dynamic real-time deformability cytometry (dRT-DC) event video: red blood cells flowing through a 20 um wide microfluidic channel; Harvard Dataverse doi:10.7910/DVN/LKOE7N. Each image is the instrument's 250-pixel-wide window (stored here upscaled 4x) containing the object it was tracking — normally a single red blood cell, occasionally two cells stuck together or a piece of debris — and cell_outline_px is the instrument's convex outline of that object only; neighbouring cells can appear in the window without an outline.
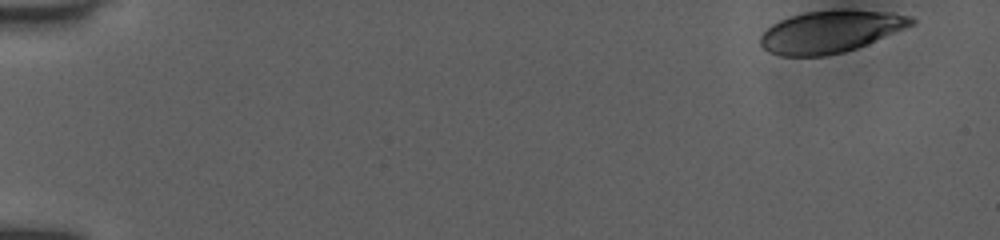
{"species": "human", "species_latin": "Homo sapiens", "temperature_condition": "room temperature", "stored_images_in_passage": 6, "camera_frame_rate_fps": 3000, "um_per_image_px": 0.085, "donor": {"sex": "female"}, "frame": {"image": 1, "passage_image": 1, "time_ms": 0.0, "image_size_px": [1000, 240], "cell_outline_px": [[916, 24], [856, 48], [844, 52], [824, 56], [780, 56], [768, 52], [760, 44], [760, 36], [772, 24], [780, 20], [804, 12], [892, 12], [912, 16], [916, 20]], "centroid_in_image_um": [70.58, 2.73], "position_along_channel_um": 14.4, "area_um2": 36.18}}